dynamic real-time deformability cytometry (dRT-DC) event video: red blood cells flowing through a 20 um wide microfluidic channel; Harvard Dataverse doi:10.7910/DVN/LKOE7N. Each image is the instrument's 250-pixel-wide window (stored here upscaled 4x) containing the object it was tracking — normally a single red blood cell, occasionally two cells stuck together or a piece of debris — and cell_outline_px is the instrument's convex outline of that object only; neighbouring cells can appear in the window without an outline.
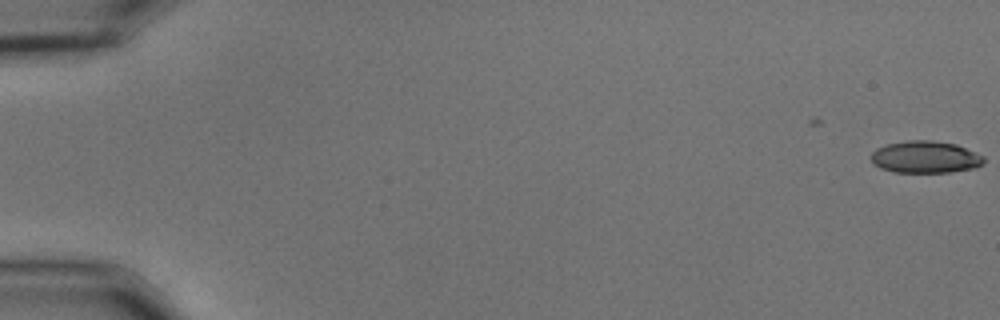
{"species": "common noctule bat (a hibernating species)", "species_latin": "Nyctalus noctula", "temperature_condition": "cold", "stored_images_in_passage": 2, "camera_frame_rate_fps": 3000, "um_per_image_px": 0.085, "animal": {"sex": "male", "body_mass_g": 15.6}, "frame": {"image": 1, "passage_image": 2, "time_ms": 0.333, "image_size_px": [1000, 320], "cell_outline_px": [[984, 164], [976, 168], [948, 172], [896, 172], [880, 168], [872, 164], [872, 152], [876, 148], [884, 144], [908, 140], [932, 140], [956, 144], [976, 152], [984, 156]], "centroid_in_image_um": [78.66, 13.34], "position_along_channel_um": 6.3, "area_um2": 21.27}}